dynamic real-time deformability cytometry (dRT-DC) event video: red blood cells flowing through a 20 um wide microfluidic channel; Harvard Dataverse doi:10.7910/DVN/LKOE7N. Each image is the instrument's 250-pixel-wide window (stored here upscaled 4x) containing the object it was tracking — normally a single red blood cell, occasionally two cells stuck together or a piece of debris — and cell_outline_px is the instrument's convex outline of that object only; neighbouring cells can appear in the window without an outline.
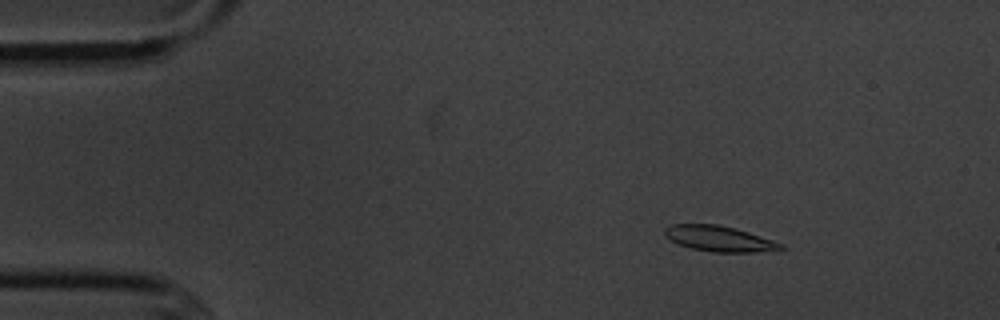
{"species": "common noctule bat (a hibernating species)", "species_latin": "Nyctalus noctula", "temperature_condition": "cold", "stored_images_in_passage": 5, "camera_frame_rate_fps": 3000, "um_per_image_px": 0.085, "animal": {"sex": "male", "body_mass_g": 20.1, "forearm_length_mm": 53.5}, "frame": {"image": 1, "passage_image": 3, "time_ms": 2.0, "image_size_px": [1000, 320], "cell_outline_px": [[784, 248], [756, 252], [712, 252], [692, 248], [680, 244], [664, 236], [664, 228], [672, 224], [716, 224], [748, 232], [784, 244]], "centroid_in_image_um": [61.1, 20.28], "position_along_channel_um": 23.9, "area_um2": 16.99}}